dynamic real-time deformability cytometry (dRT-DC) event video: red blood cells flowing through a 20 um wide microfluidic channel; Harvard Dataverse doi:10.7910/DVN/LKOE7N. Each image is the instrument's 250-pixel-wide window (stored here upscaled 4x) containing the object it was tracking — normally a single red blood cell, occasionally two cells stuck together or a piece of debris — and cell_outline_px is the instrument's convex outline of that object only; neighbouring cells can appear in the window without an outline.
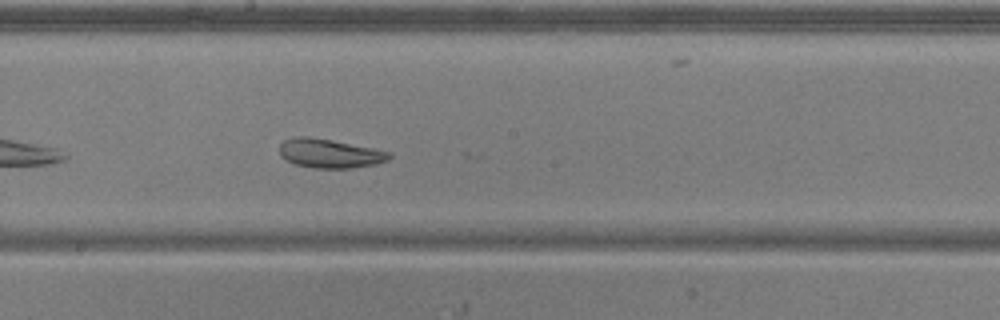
{"species": "common noctule bat (a hibernating species)", "species_latin": "Nyctalus noctula", "temperature_condition": "warm", "stored_images_in_passage": 33, "camera_frame_rate_fps": 3000, "um_per_image_px": 0.085, "animal": {"sex": "male", "body_mass_g": 20.5, "forearm_length_mm": 52.5}, "frame": {"image": 1, "passage_image": 15, "time_ms": 4.667, "image_size_px": [1000, 320], "cell_outline_px": [[392, 156], [388, 160], [376, 164], [352, 168], [312, 168], [296, 164], [280, 156], [280, 144], [284, 140], [296, 136], [308, 136], [332, 140], [392, 152]], "centroid_in_image_um": [28.04, 13.04], "position_along_channel_um": 220.2, "area_um2": 18.55}}
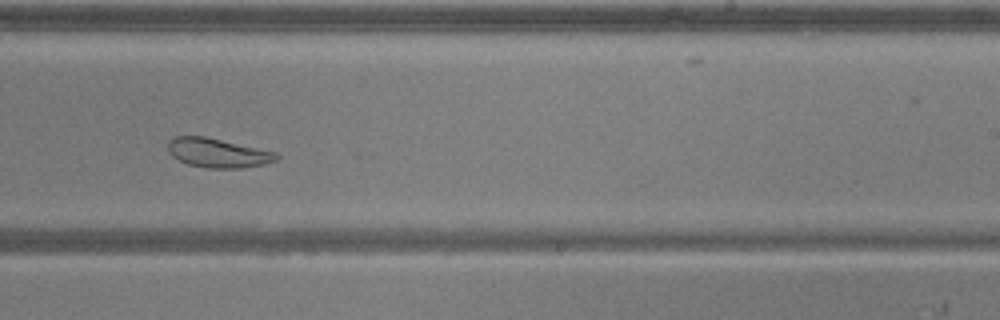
{"frame": {"image": 2, "passage_image": 19, "time_ms": 6.0, "image_size_px": [1000, 320], "cell_outline_px": [[280, 156], [276, 160], [264, 164], [240, 168], [208, 168], [188, 164], [172, 156], [168, 152], [168, 140], [176, 136], [204, 136], [276, 152]], "centroid_in_image_um": [18.5, 12.99], "position_along_channel_um": 270.5, "area_um2": 18.32}, "authors_computed_cell_mechanics": {"area_um2": 19.363, "velocity_mm_per_s": 3.7951, "shape_relaxation_time_tau1_ms": 3.8066, "shape_relaxation_time_tau2_ms": 3.584, "deformation_change_tau1": 0.114, "deformation_change_tau2": 0.0963}}